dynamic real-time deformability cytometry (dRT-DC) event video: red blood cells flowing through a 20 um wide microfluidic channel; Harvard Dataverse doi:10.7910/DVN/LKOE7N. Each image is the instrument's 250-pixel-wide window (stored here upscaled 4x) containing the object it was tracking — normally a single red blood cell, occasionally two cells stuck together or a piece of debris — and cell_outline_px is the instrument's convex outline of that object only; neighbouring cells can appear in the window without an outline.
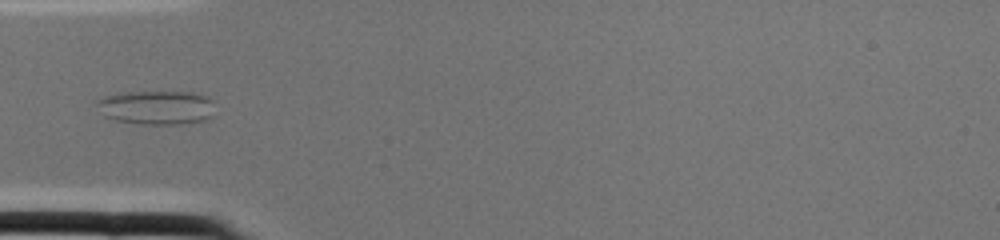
{"species": "common noctule bat (a hibernating species)", "species_latin": "Nyctalus noctula", "temperature_condition": "cold", "stored_images_in_passage": 1, "camera_frame_rate_fps": 3000, "um_per_image_px": 0.085, "animal": {"sex": "female", "body_mass_g": 22.0, "forearm_length_mm": 56.7}, "frame": {"image": 1, "passage_image": 1, "time_ms": 0.0, "image_size_px": [1000, 240], "cell_outline_px": [[216, 116], [208, 120], [180, 124], [144, 124], [116, 120], [104, 116], [96, 104], [96, 100], [104, 96], [120, 92], [192, 92], [208, 96], [212, 100]], "centroid_in_image_um": [13.36, 9.13], "position_along_channel_um": 71.6, "area_um2": 23.81}}